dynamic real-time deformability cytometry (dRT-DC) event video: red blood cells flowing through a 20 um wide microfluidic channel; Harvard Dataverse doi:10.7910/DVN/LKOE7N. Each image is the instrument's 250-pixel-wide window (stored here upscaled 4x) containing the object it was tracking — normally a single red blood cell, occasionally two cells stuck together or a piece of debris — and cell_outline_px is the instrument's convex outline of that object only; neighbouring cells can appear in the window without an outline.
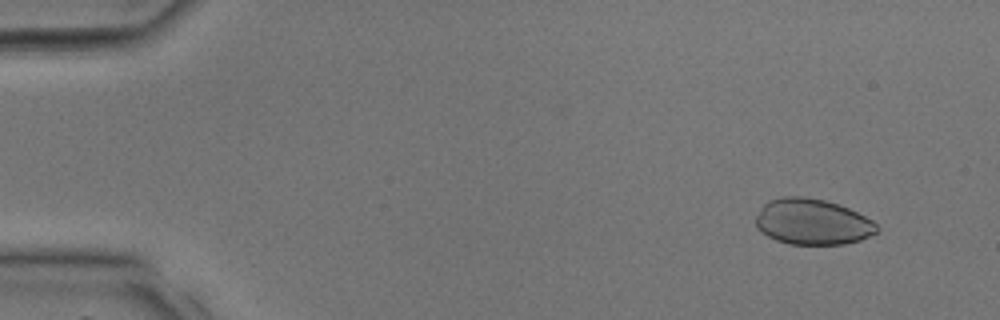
{"species": "common noctule bat (a hibernating species)", "species_latin": "Nyctalus noctula", "temperature_condition": "room temperature", "stored_images_in_passage": 35, "camera_frame_rate_fps": 3000, "um_per_image_px": 0.085, "animal": {"sex": "male", "body_mass_g": 17.9, "forearm_length_mm": 54.2}, "frame": {"image": 1, "passage_image": 3, "time_ms": 0.667, "image_size_px": [1000, 320], "cell_outline_px": [[880, 228], [876, 232], [860, 240], [844, 244], [788, 244], [776, 240], [760, 232], [756, 228], [756, 216], [760, 208], [768, 200], [780, 196], [804, 196], [824, 200], [848, 208], [872, 220]], "centroid_in_image_um": [69.01, 18.85], "position_along_channel_um": 16.0, "area_um2": 32.43}}
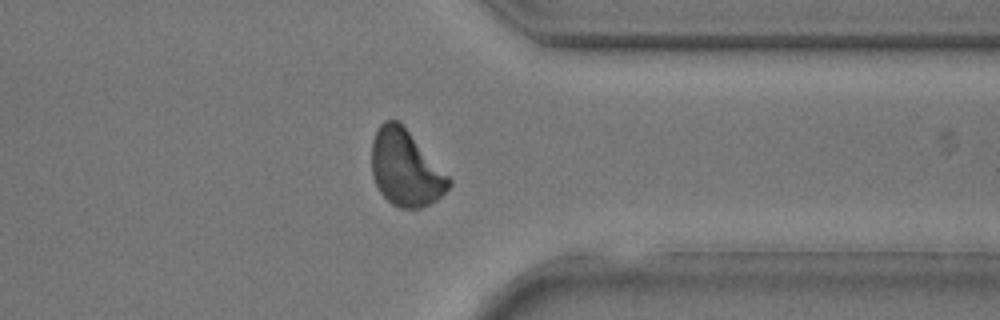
{"frame": {"image": 2, "passage_image": 28, "time_ms": 9.0, "image_size_px": [1000, 320], "cell_outline_px": [[452, 184], [436, 200], [420, 208], [400, 208], [392, 204], [380, 192], [372, 176], [372, 140], [380, 124], [384, 120], [400, 120], [452, 180]], "centroid_in_image_um": [34.47, 14.27], "position_along_channel_um": 376.9, "area_um2": 34.16}}
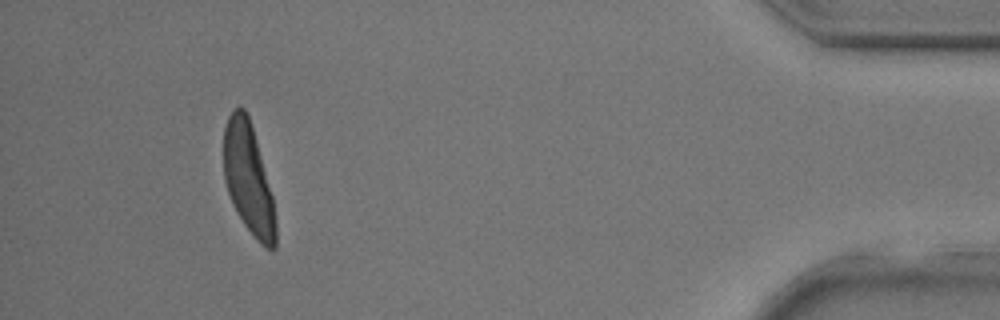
{"frame": {"image": 3, "passage_image": 33, "time_ms": 10.667, "image_size_px": [1000, 320], "cell_outline_px": [[276, 248], [268, 248], [260, 244], [256, 240], [244, 224], [232, 204], [224, 180], [224, 128], [228, 116], [236, 108], [244, 108], [248, 116], [252, 128], [272, 196], [276, 220]], "centroid_in_image_um": [21.1, 15.25], "position_along_channel_um": 414.1, "area_um2": 32.89}}